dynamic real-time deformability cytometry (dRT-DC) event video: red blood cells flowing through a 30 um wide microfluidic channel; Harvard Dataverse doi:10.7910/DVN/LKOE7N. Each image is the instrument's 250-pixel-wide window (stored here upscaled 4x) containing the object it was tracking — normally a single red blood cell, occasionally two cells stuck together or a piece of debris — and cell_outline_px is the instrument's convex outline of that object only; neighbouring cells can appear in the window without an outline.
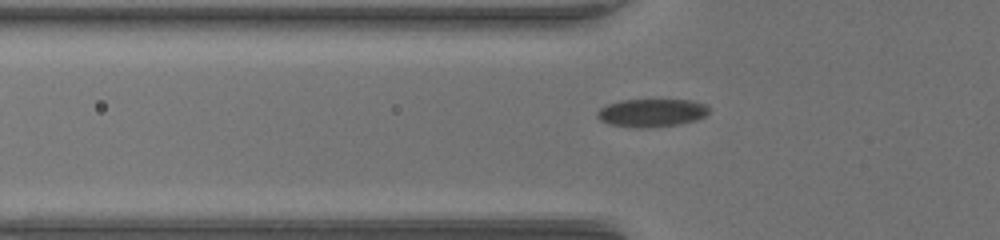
{"species": "common noctule bat (a hibernating species)", "species_latin": "Nyctalus noctula", "temperature_condition": "warm", "stored_images_in_passage": 37, "camera_frame_rate_fps": 3000, "um_per_image_px": 0.085, "animal": {"sex": "female", "body_mass_g": 17.0, "forearm_length_mm": 48.0}, "frame": {"image": 1, "passage_image": 3, "time_ms": 0.667, "image_size_px": [1000, 240], "cell_outline_px": [[708, 112], [704, 116], [696, 120], [680, 124], [640, 128], [636, 128], [608, 124], [600, 120], [596, 116], [596, 112], [600, 108], [608, 104], [624, 100], [692, 100], [704, 104], [708, 108]], "centroid_in_image_um": [55.36, 9.59], "position_along_channel_um": 70.4, "area_um2": 18.15}}
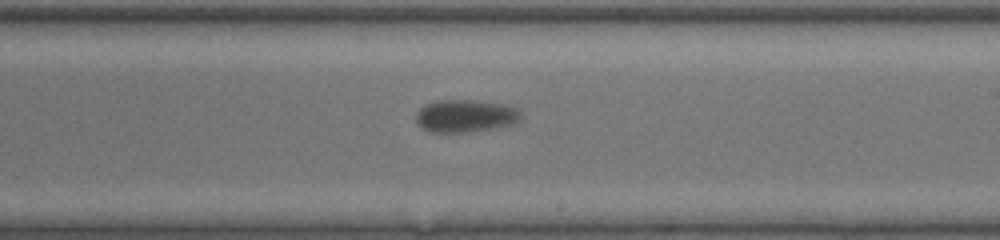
{"frame": {"image": 2, "passage_image": 17, "time_ms": 5.333, "image_size_px": [1000, 240], "cell_outline_px": [[520, 120], [512, 124], [488, 128], [460, 132], [432, 132], [424, 128], [416, 120], [416, 112], [420, 108], [436, 100], [472, 100], [500, 104], [516, 108], [520, 112]], "centroid_in_image_um": [39.53, 9.84], "position_along_channel_um": 249.5, "area_um2": 19.31}}
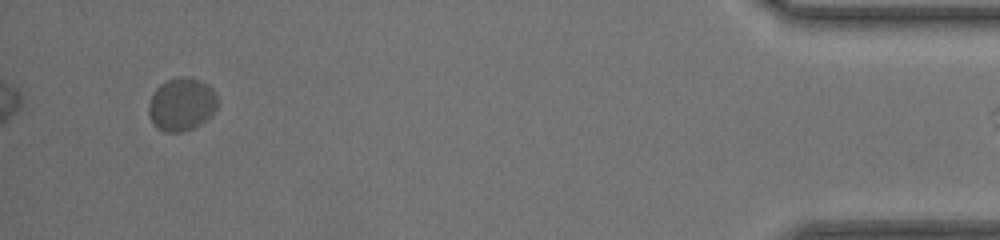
{"frame": {"image": 3, "passage_image": 36, "time_ms": 11.667, "image_size_px": [1000, 240], "cell_outline_px": [[216, 108], [200, 124], [192, 128], [180, 132], [164, 132], [156, 128], [148, 112], [148, 104], [156, 88], [160, 84], [168, 80], [180, 76], [184, 76], [200, 80], [208, 84], [212, 88], [216, 96]], "centroid_in_image_um": [15.41, 8.86], "position_along_channel_um": 419.8, "area_um2": 21.04}}